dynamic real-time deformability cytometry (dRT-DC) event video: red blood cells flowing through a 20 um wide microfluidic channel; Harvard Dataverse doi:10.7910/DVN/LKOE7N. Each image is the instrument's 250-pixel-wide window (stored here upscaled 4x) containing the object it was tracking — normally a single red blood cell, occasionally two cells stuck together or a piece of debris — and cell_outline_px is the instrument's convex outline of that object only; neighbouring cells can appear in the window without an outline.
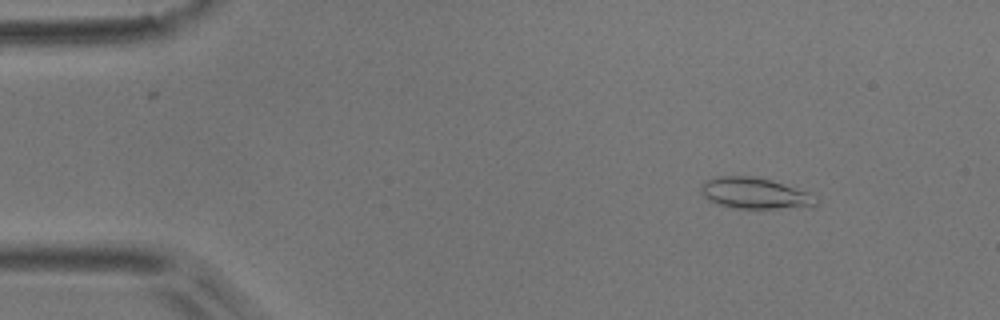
{"species": "common noctule bat (a hibernating species)", "species_latin": "Nyctalus noctula", "temperature_condition": "room temperature", "stored_images_in_passage": 10, "camera_frame_rate_fps": 3000, "um_per_image_px": 0.085, "animal": {"sex": "male", "body_mass_g": 17.9}, "frame": {"image": 1, "passage_image": 2, "time_ms": 0.333, "image_size_px": [1000, 320], "cell_outline_px": [[816, 208], [736, 208], [720, 204], [708, 200], [704, 196], [700, 188], [704, 180], [716, 176], [752, 176], [772, 180], [808, 192], [816, 196]], "centroid_in_image_um": [64.2, 16.43], "position_along_channel_um": 20.8, "area_um2": 20.98}}
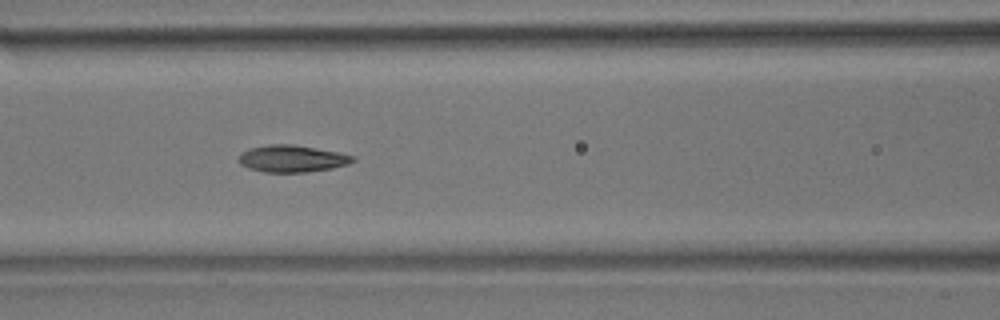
{"frame": {"image": 2, "passage_image": 6, "time_ms": 1.667, "image_size_px": [1000, 320], "cell_outline_px": [[356, 160], [348, 164], [332, 168], [308, 172], [264, 172], [248, 168], [240, 164], [236, 160], [240, 152], [248, 148], [268, 144], [292, 144], [340, 152], [356, 156]], "centroid_in_image_um": [24.8, 13.48], "position_along_channel_um": 141.8, "area_um2": 18.26}}
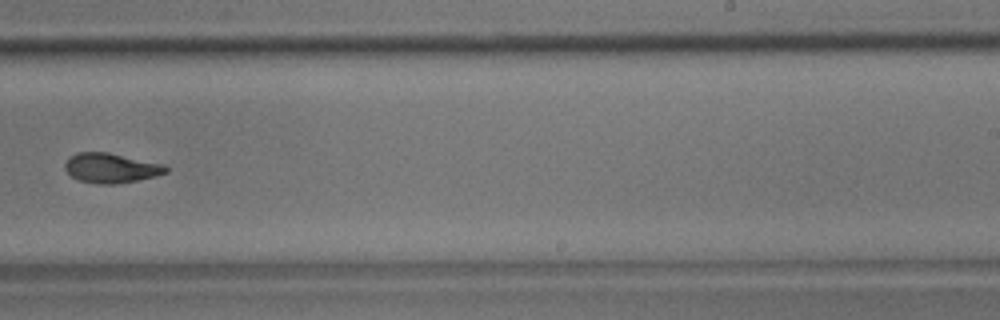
{"frame": {"image": 3, "passage_image": 9, "time_ms": 2.667, "image_size_px": [1000, 320], "cell_outline_px": [[168, 172], [156, 176], [136, 180], [112, 184], [100, 184], [80, 180], [72, 176], [64, 168], [64, 164], [68, 156], [76, 152], [108, 152], [164, 164], [168, 168]], "centroid_in_image_um": [9.42, 14.26], "position_along_channel_um": 279.6, "area_um2": 17.46}}